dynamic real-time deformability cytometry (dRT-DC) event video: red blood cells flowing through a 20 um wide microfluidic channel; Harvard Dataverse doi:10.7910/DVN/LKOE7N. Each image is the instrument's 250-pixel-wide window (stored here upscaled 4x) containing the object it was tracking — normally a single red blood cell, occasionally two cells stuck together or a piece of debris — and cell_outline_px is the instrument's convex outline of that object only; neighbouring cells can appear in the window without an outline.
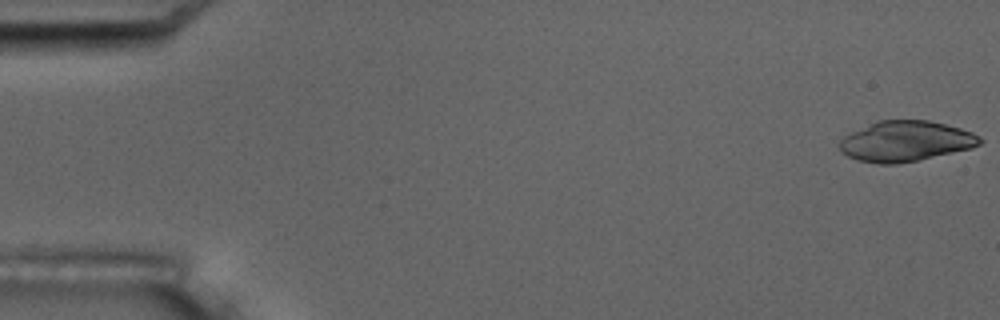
{"species": "common noctule bat (a hibernating species)", "species_latin": "Nyctalus noctula", "temperature_condition": "room temperature", "stored_images_in_passage": 6, "camera_frame_rate_fps": 3000, "um_per_image_px": 0.085, "animal": {"sex": "male", "body_mass_g": 17.5, "forearm_length_mm": 52.3}, "frame": {"image": 1, "passage_image": 1, "time_ms": 0.0, "image_size_px": [1000, 320], "cell_outline_px": [[984, 140], [980, 144], [972, 148], [916, 160], [896, 164], [880, 164], [856, 160], [840, 152], [840, 140], [844, 136], [876, 120], [928, 120], [960, 128], [972, 132], [980, 136]], "centroid_in_image_um": [76.97, 12.0], "position_along_channel_um": 8.0, "area_um2": 33.0}}